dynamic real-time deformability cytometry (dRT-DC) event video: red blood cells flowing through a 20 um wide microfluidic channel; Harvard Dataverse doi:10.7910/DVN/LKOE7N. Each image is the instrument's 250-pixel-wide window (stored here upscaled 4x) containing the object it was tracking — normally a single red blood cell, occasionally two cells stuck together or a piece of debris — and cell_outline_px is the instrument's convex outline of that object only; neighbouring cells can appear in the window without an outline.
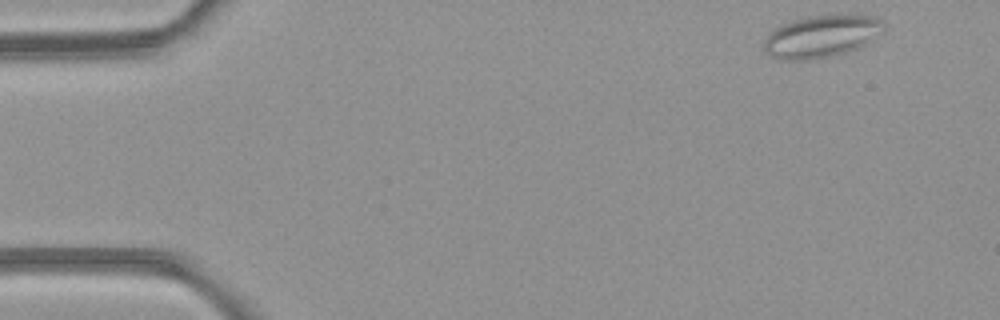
{"species": "common noctule bat (a hibernating species)", "species_latin": "Nyctalus noctula", "temperature_condition": "room temperature", "stored_images_in_passage": 4, "camera_frame_rate_fps": 3000, "um_per_image_px": 0.085, "animal": {"sex": "female", "body_mass_g": 21.9}, "frame": {"image": 1, "passage_image": 1, "time_ms": 0.0, "image_size_px": [1000, 320], "cell_outline_px": [[884, 32], [864, 44], [856, 48], [844, 52], [828, 56], [808, 60], [776, 60], [764, 52], [764, 40], [776, 28], [792, 20], [808, 16], [840, 12], [876, 16], [884, 20]], "centroid_in_image_um": [69.86, 3.04], "position_along_channel_um": 15.1, "area_um2": 30.11}}